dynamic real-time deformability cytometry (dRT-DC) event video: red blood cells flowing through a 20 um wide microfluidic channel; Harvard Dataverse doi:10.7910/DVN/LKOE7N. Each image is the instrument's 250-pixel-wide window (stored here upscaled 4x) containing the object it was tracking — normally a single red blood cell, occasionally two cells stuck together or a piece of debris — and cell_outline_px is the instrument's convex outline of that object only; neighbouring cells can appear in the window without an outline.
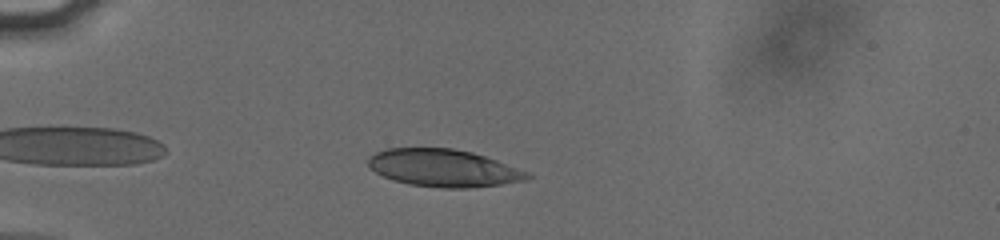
{"species": "human", "species_latin": "Homo sapiens", "temperature_condition": "cold", "stored_images_in_passage": 38, "camera_frame_rate_fps": 3000, "um_per_image_px": 0.085, "donor": {"sex": "male"}, "frame": {"image": 1, "passage_image": 5, "time_ms": 1.333, "image_size_px": [1000, 240], "cell_outline_px": [[532, 176], [524, 180], [500, 184], [468, 188], [440, 188], [408, 184], [384, 176], [376, 172], [368, 164], [368, 156], [376, 152], [388, 148], [452, 148], [472, 152], [496, 160], [528, 172]], "centroid_in_image_um": [37.68, 14.28], "position_along_channel_um": 47.3, "area_um2": 34.39}}
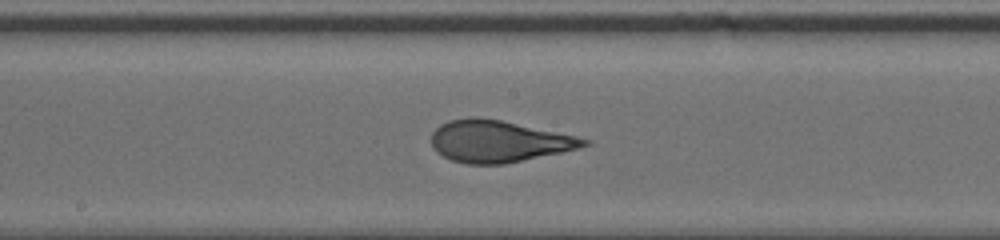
{"frame": {"image": 2, "passage_image": 20, "time_ms": 6.333, "image_size_px": [1000, 240], "cell_outline_px": [[592, 144], [580, 148], [564, 152], [504, 164], [468, 164], [452, 160], [436, 152], [432, 148], [432, 132], [440, 124], [448, 120], [468, 116], [476, 116], [500, 120], [576, 136], [592, 140]], "centroid_in_image_um": [42.38, 12.01], "position_along_channel_um": 205.8, "area_um2": 37.34}}
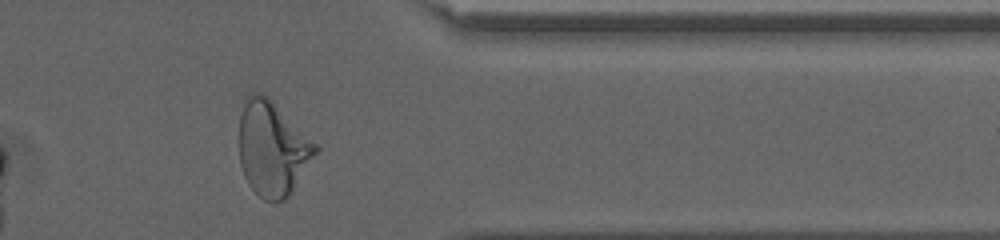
{"frame": {"image": 3, "passage_image": 35, "time_ms": 11.333, "image_size_px": [1000, 240], "cell_outline_px": [[320, 148], [288, 196], [284, 200], [272, 204], [264, 200], [248, 184], [244, 176], [240, 164], [240, 116], [248, 96], [256, 92], [260, 92], [268, 96]], "centroid_in_image_um": [23.15, 12.65], "position_along_channel_um": 388.2, "area_um2": 41.5}, "authors_computed_cell_mechanics": {"area_um2": 36.703, "velocity_mm_per_s": 3.8127, "shape_relaxation_time_tau1_ms": 5.2476, "shape_relaxation_time_tau2_ms": 0.6831, "deformation_change_tau1": 0.2017, "deformation_change_tau2": 0.0551}}